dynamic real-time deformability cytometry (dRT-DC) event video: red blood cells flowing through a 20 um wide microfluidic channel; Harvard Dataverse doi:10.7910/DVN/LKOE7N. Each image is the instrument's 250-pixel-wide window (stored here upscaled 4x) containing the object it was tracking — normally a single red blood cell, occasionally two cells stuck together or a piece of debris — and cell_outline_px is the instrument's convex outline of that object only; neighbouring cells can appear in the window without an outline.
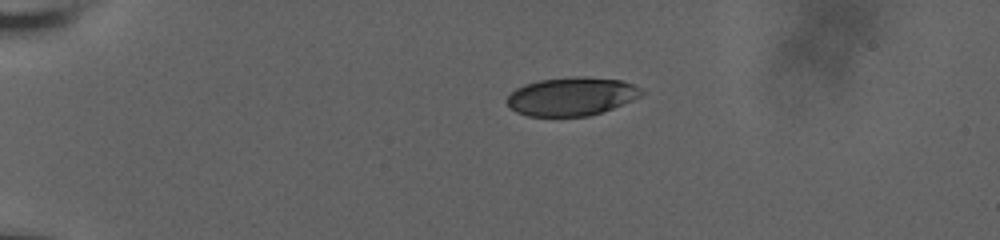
{"species": "human", "species_latin": "Homo sapiens", "temperature_condition": "room temperature", "stored_images_in_passage": 20, "camera_frame_rate_fps": 3000, "um_per_image_px": 0.085, "donor": {"sex": "male"}, "frame": {"image": 1, "passage_image": 1, "time_ms": 0.0, "image_size_px": [1000, 240], "cell_outline_px": [[644, 92], [640, 96], [632, 100], [612, 108], [588, 116], [528, 116], [516, 112], [504, 100], [516, 88], [524, 84], [540, 80], [576, 76], [584, 76], [620, 80], [632, 84], [640, 88]], "centroid_in_image_um": [48.55, 8.19], "position_along_channel_um": 36.4, "area_um2": 29.94}}
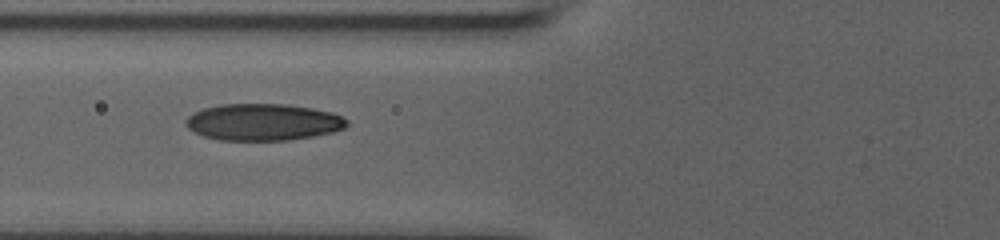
{"frame": {"image": 2, "passage_image": 12, "time_ms": 3.667, "image_size_px": [1000, 240], "cell_outline_px": [[348, 124], [344, 128], [332, 132], [312, 136], [288, 140], [220, 140], [204, 136], [188, 128], [184, 124], [184, 120], [188, 116], [204, 108], [224, 104], [288, 104], [312, 108], [332, 112], [348, 120]], "centroid_in_image_um": [22.37, 10.37], "position_along_channel_um": 103.4, "area_um2": 34.39}}
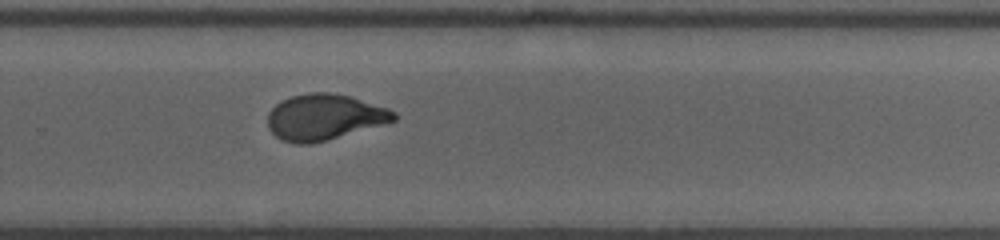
{"frame": {"image": 3, "passage_image": 20, "time_ms": 6.333, "image_size_px": [1000, 240], "cell_outline_px": [[396, 120], [388, 124], [328, 140], [312, 144], [292, 144], [280, 140], [268, 128], [268, 112], [276, 104], [292, 96], [308, 92], [328, 92], [352, 96], [388, 108], [396, 112]], "centroid_in_image_um": [27.6, 9.97], "position_along_channel_um": 302.2, "area_um2": 34.28}}